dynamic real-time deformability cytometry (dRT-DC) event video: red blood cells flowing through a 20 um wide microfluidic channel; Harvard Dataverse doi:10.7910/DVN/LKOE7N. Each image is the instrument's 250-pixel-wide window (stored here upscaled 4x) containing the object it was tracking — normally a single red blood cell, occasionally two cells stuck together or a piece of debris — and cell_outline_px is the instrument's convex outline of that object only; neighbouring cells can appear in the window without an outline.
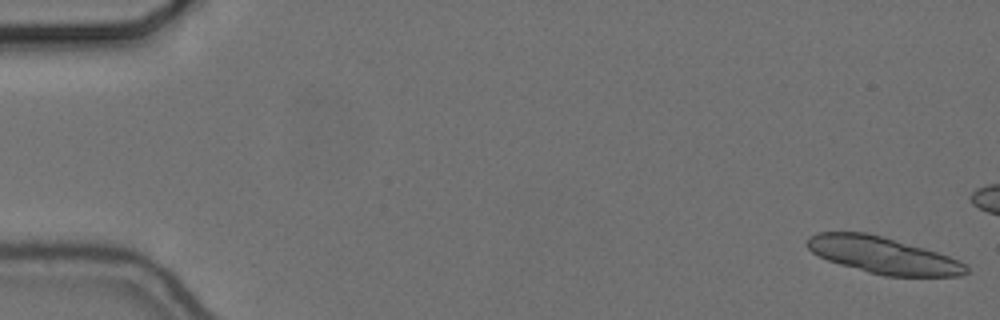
{"species": "common noctule bat (a hibernating species)", "species_latin": "Nyctalus noctula", "temperature_condition": "cold", "stored_images_in_passage": 11, "camera_frame_rate_fps": 3000, "um_per_image_px": 0.085, "animal": {"sex": "female", "body_mass_g": 24.6, "forearm_length_mm": 56.2}, "frame": {"image": 1, "passage_image": 1, "time_ms": 0.0, "image_size_px": [1000, 320], "cell_outline_px": [[968, 272], [960, 276], [884, 276], [868, 272], [840, 264], [828, 260], [812, 252], [808, 248], [808, 236], [816, 232], [864, 232], [880, 236], [924, 248], [960, 260], [968, 264]], "centroid_in_image_um": [75.07, 21.7], "position_along_channel_um": 9.9, "area_um2": 33.64}}